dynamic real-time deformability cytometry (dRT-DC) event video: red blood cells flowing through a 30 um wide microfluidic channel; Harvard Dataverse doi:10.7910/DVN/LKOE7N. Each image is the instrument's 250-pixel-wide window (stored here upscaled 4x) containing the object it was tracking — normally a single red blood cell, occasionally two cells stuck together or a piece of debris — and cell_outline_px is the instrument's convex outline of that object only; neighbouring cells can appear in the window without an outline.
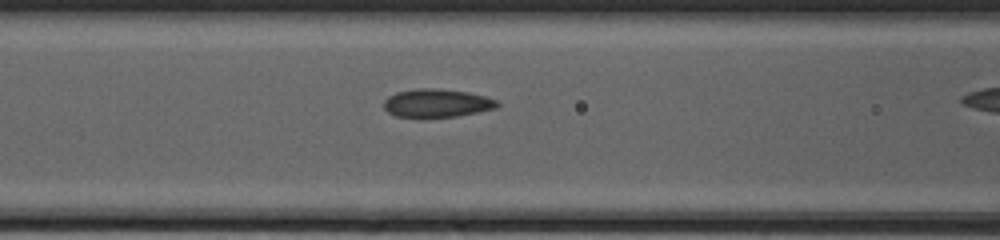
{"species": "common noctule bat (a hibernating species)", "species_latin": "Nyctalus noctula", "temperature_condition": "cold", "stored_images_in_passage": 4, "camera_frame_rate_fps": 3000, "um_per_image_px": 0.085, "animal": {"sex": "female", "body_mass_g": 20.0, "forearm_length_mm": 54.0}, "frame": {"image": 1, "passage_image": 3, "time_ms": 0.667, "image_size_px": [1000, 240], "cell_outline_px": [[500, 104], [496, 108], [456, 116], [396, 116], [388, 112], [384, 108], [384, 100], [388, 96], [396, 92], [416, 88], [436, 88], [468, 92], [484, 96], [496, 100]], "centroid_in_image_um": [37.11, 8.74], "position_along_channel_um": 129.5, "area_um2": 18.38}}